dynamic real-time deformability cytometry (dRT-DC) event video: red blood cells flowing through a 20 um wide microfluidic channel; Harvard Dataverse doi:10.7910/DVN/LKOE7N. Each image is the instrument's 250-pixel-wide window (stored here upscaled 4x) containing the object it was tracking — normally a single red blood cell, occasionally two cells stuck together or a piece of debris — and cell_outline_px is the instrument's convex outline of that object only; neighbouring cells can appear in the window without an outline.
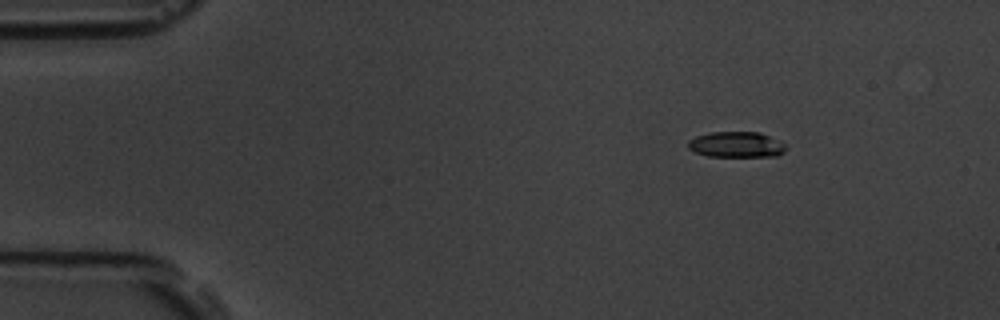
{"species": "common noctule bat (a hibernating species)", "species_latin": "Nyctalus noctula", "temperature_condition": "room temperature", "stored_images_in_passage": 5, "camera_frame_rate_fps": 3000, "um_per_image_px": 0.085, "animal": {"sex": "male", "body_mass_g": 19.5, "forearm_length_mm": 54.6}, "frame": {"image": 1, "passage_image": 1, "time_ms": 0.0, "image_size_px": [1000, 320], "cell_outline_px": [[788, 148], [784, 152], [776, 156], [708, 156], [696, 152], [688, 148], [688, 140], [696, 136], [708, 132], [760, 132], [784, 144]], "centroid_in_image_um": [62.57, 12.28], "position_along_channel_um": 22.4, "area_um2": 14.57}}
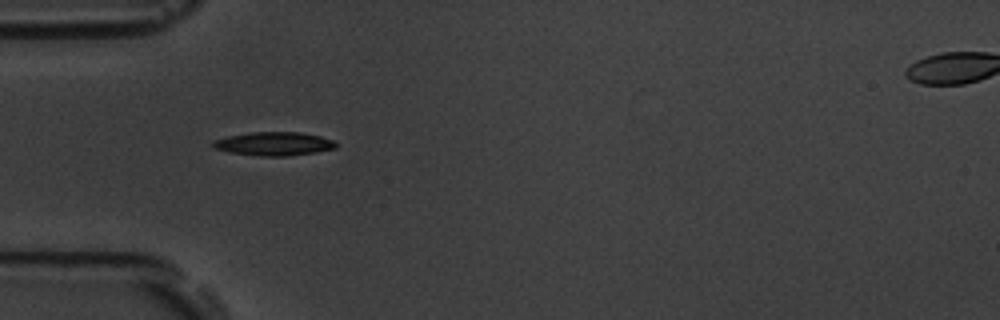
{"frame": {"image": 2, "passage_image": 4, "time_ms": 3.333, "image_size_px": [1000, 320], "cell_outline_px": [[336, 148], [316, 152], [288, 156], [260, 156], [228, 152], [212, 148], [212, 140], [228, 136], [252, 132], [300, 132], [320, 136], [332, 140], [336, 144]], "centroid_in_image_um": [23.24, 12.22], "position_along_channel_um": 61.8, "area_um2": 16.94}}
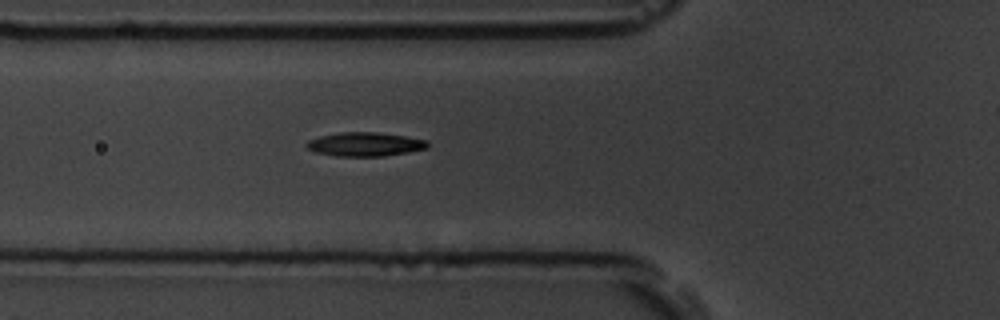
{"frame": {"image": 3, "passage_image": 5, "time_ms": 4.333, "image_size_px": [1000, 320], "cell_outline_px": [[428, 148], [408, 152], [384, 156], [336, 156], [316, 152], [308, 148], [304, 144], [308, 140], [320, 136], [340, 132], [376, 132], [404, 136], [428, 140]], "centroid_in_image_um": [31.02, 12.26], "position_along_channel_um": 94.8, "area_um2": 16.82}}